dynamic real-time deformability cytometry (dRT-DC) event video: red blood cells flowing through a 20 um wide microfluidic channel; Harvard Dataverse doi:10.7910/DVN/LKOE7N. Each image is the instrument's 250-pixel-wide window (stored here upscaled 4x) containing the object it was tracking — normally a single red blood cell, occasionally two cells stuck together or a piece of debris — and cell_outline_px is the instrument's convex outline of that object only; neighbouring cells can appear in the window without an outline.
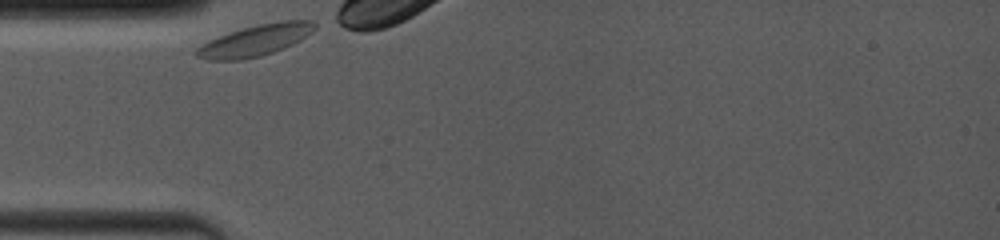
{"species": "common noctule bat (a hibernating species)", "species_latin": "Nyctalus noctula", "temperature_condition": "room temperature", "stored_images_in_passage": 13, "camera_frame_rate_fps": 4000, "um_per_image_px": 0.085, "animal": {"sex": "female", "body_mass_g": 19.0, "forearm_length_mm": 53.3}, "frame": {"image": 1, "passage_image": 1, "time_ms": 0.0, "image_size_px": [1000, 240], "cell_outline_px": [[316, 28], [312, 32], [300, 40], [292, 44], [272, 52], [260, 56], [244, 60], [208, 60], [196, 56], [192, 52], [196, 48], [220, 36], [244, 28], [260, 24], [280, 20], [312, 20], [316, 24]], "centroid_in_image_um": [21.72, 3.44], "position_along_channel_um": 63.3, "area_um2": 21.21}}